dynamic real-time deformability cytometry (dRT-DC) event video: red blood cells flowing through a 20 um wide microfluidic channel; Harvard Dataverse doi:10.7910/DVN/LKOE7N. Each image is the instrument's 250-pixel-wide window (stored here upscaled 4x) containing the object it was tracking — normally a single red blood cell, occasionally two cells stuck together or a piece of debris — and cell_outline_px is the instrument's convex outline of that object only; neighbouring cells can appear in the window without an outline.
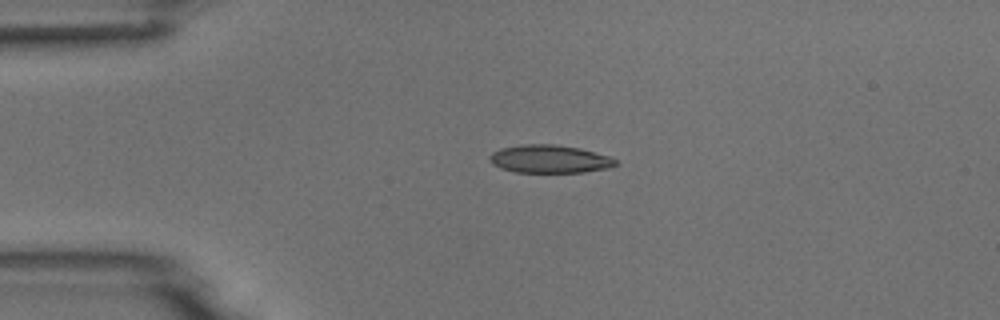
{"species": "common noctule bat (a hibernating species)", "species_latin": "Nyctalus noctula", "temperature_condition": "room temperature", "stored_images_in_passage": 3, "camera_frame_rate_fps": 3000, "um_per_image_px": 0.085, "animal": {"sex": "male", "body_mass_g": 18.8}, "frame": {"image": 1, "passage_image": 1, "time_ms": 0.0, "image_size_px": [1000, 320], "cell_outline_px": [[620, 164], [608, 168], [584, 172], [516, 172], [500, 168], [492, 164], [488, 160], [488, 156], [492, 152], [500, 148], [524, 144], [552, 144], [580, 148], [612, 156]], "centroid_in_image_um": [46.72, 13.51], "position_along_channel_um": 38.3, "area_um2": 20.81}}